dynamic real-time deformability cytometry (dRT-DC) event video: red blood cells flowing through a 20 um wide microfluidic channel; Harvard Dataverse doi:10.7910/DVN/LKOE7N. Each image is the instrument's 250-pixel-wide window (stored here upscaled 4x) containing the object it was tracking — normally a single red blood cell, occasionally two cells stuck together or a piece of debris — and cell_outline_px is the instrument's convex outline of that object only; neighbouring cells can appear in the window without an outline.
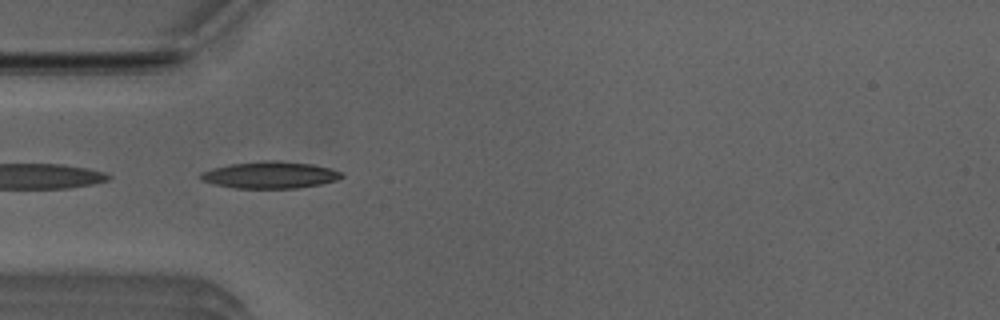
{"species": "Egyptian fruit bat (a non-hibernating species)", "species_latin": "Rousettus aegyptiacus", "temperature_condition": "room temperature", "stored_images_in_passage": 51, "camera_frame_rate_fps": 3000, "um_per_image_px": 0.085, "animal": {"sex": "male"}, "frame": {"image": 1, "passage_image": 15, "time_ms": 4.667, "image_size_px": [1000, 320], "cell_outline_px": [[344, 176], [336, 180], [320, 184], [296, 188], [236, 188], [212, 184], [200, 180], [200, 172], [212, 168], [232, 164], [264, 160], [276, 160], [312, 164], [328, 168], [340, 172]], "centroid_in_image_um": [22.9, 14.87], "position_along_channel_um": 62.1, "area_um2": 21.96}}
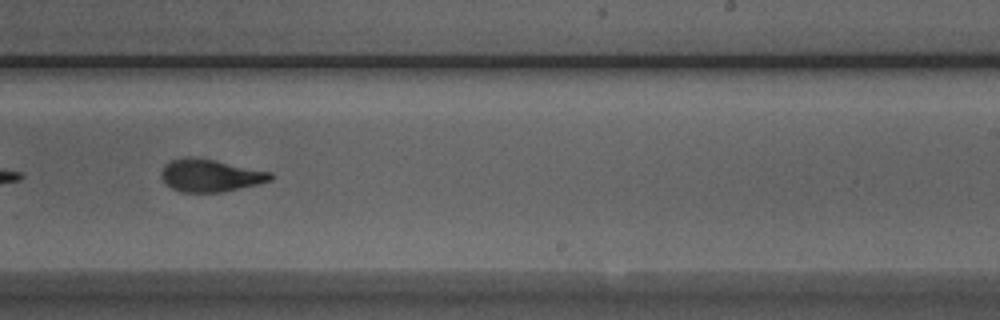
{"frame": {"image": 2, "passage_image": 31, "time_ms": 10.0, "image_size_px": [1000, 320], "cell_outline_px": [[272, 180], [224, 192], [180, 192], [164, 184], [160, 176], [160, 172], [164, 164], [172, 160], [216, 160], [272, 172]], "centroid_in_image_um": [17.88, 14.96], "position_along_channel_um": 271.1, "area_um2": 20.23}}
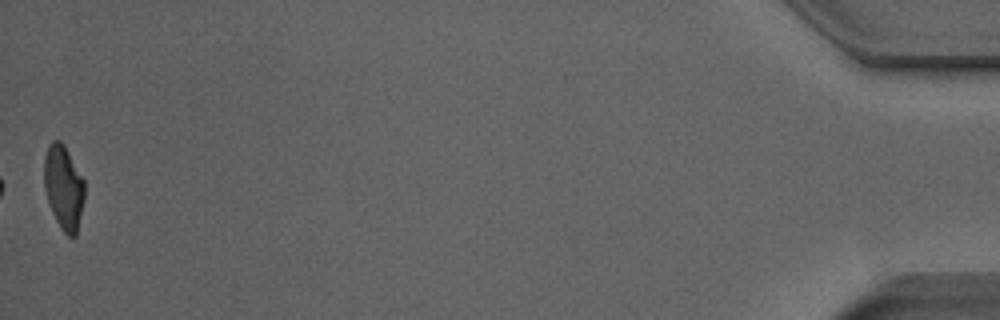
{"frame": {"image": 3, "passage_image": 51, "time_ms": 16.667, "image_size_px": [1000, 320], "cell_outline_px": [[84, 200], [76, 236], [68, 236], [60, 228], [52, 212], [44, 188], [44, 156], [48, 144], [52, 140], [60, 140], [64, 144], [84, 180]], "centroid_in_image_um": [5.4, 15.9], "position_along_channel_um": 429.8, "area_um2": 19.88}, "authors_computed_cell_mechanics": {"area_um2": 20.8658, "velocity_mm_per_s": 3.9333, "shape_relaxation_time_tau1_ms": 4.5399, "shape_relaxation_time_tau2_ms": 1.3763, "deformation_change_tau1": 0.1743, "deformation_change_tau2": 0.0888}}